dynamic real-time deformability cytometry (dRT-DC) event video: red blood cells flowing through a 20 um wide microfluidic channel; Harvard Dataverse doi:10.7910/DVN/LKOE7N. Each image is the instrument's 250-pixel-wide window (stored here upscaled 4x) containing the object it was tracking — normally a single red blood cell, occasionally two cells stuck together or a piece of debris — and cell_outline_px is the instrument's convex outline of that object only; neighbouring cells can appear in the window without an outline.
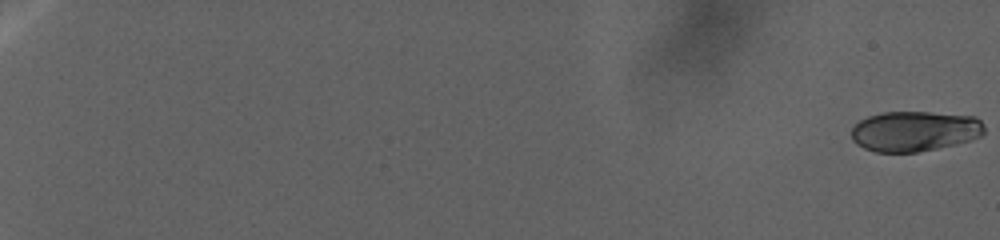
{"species": "human", "species_latin": "Homo sapiens", "temperature_condition": "warm", "stored_images_in_passage": 211, "camera_frame_rate_fps": 3000, "um_per_image_px": 0.085, "donor": {"sex": "female"}, "frame": {"image": 1, "passage_image": 1, "time_ms": 0.0, "image_size_px": [1000, 240], "cell_outline_px": [[984, 132], [980, 136], [968, 140], [936, 148], [916, 152], [876, 152], [864, 148], [856, 144], [852, 140], [852, 128], [860, 120], [868, 116], [884, 112], [928, 112], [976, 116], [984, 124]], "centroid_in_image_um": [77.73, 11.14], "position_along_channel_um": 7.3, "area_um2": 31.04}}
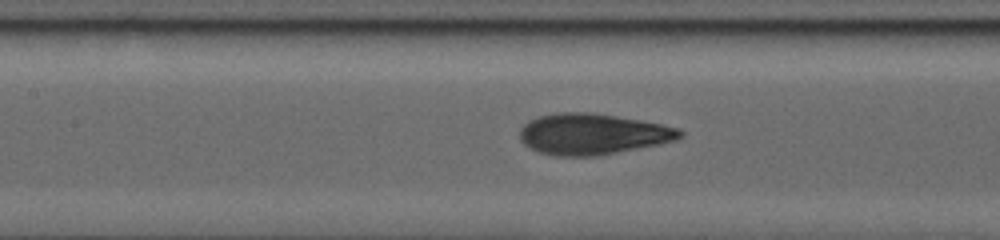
{"frame": {"image": 2, "passage_image": 111, "time_ms": 31.667, "image_size_px": [1000, 240], "cell_outline_px": [[684, 136], [676, 140], [660, 144], [596, 156], [552, 156], [536, 152], [524, 144], [520, 140], [520, 128], [528, 120], [540, 116], [556, 112], [588, 112], [616, 116], [640, 120], [680, 128], [684, 132]], "centroid_in_image_um": [50.35, 11.4], "position_along_channel_um": 157.0, "area_um2": 38.49}}
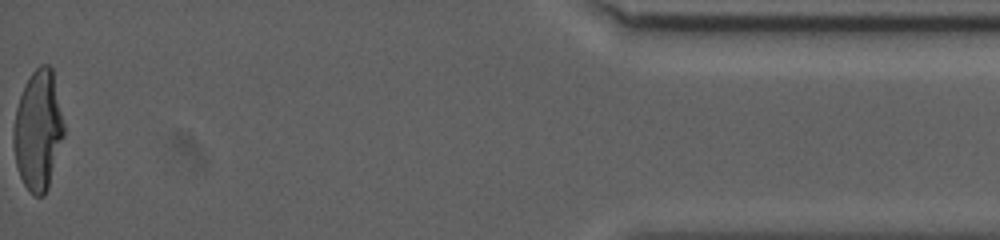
{"frame": {"image": 3, "passage_image": 211, "time_ms": 56.667, "image_size_px": [1000, 240], "cell_outline_px": [[64, 136], [48, 188], [44, 196], [32, 196], [24, 184], [20, 176], [16, 164], [12, 144], [12, 132], [16, 108], [24, 84], [32, 72], [40, 64], [48, 64], [52, 68], [64, 124]], "centroid_in_image_um": [3.22, 11.09], "position_along_channel_um": 432.0, "area_um2": 35.43}}